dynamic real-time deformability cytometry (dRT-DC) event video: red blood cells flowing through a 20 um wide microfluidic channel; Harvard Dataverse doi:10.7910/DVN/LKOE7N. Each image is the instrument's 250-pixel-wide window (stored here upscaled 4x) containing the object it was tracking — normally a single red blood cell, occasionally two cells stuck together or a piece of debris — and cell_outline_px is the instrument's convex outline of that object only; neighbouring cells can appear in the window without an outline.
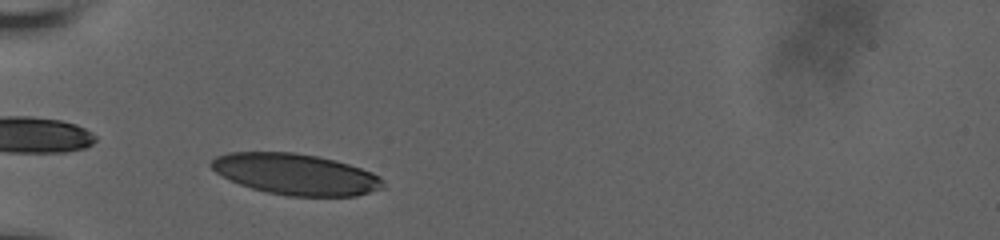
{"species": "human", "species_latin": "Homo sapiens", "temperature_condition": "room temperature", "stored_images_in_passage": 26, "camera_frame_rate_fps": 3000, "um_per_image_px": 0.085, "donor": {"sex": "male"}, "frame": {"image": 1, "passage_image": 4, "time_ms": 1.0, "image_size_px": [1000, 240], "cell_outline_px": [[384, 188], [356, 196], [288, 196], [268, 192], [252, 188], [240, 184], [216, 172], [208, 164], [216, 156], [228, 152], [292, 152], [316, 156], [336, 160], [372, 172], [380, 176], [384, 180]], "centroid_in_image_um": [25.16, 14.81], "position_along_channel_um": 59.8, "area_um2": 41.04}}
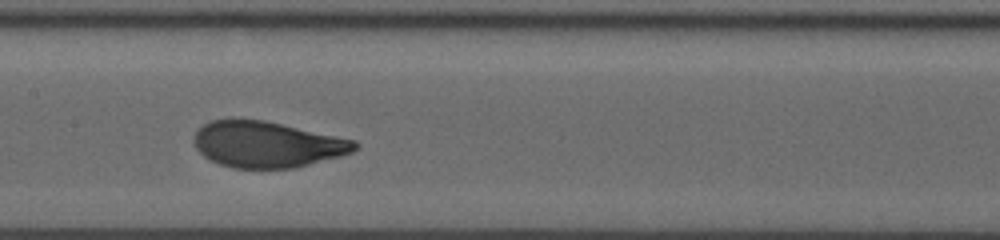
{"frame": {"image": 2, "passage_image": 13, "time_ms": 4.667, "image_size_px": [1000, 240], "cell_outline_px": [[360, 144], [352, 152], [340, 156], [292, 168], [232, 168], [220, 164], [204, 156], [196, 148], [192, 136], [204, 124], [212, 120], [232, 116], [236, 116], [264, 120], [356, 140]], "centroid_in_image_um": [22.66, 12.24], "position_along_channel_um": 184.7, "area_um2": 43.58}}
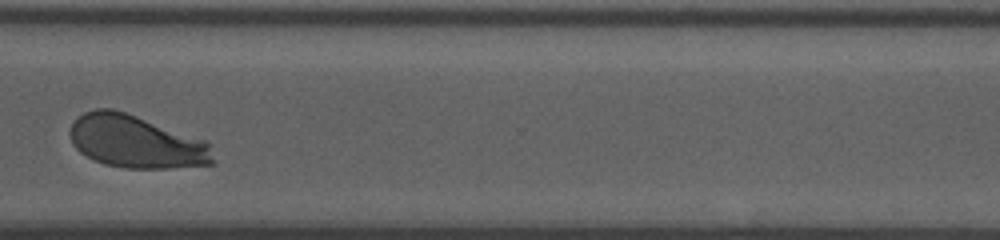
{"frame": {"image": 3, "passage_image": 23, "time_ms": 9.333, "image_size_px": [1000, 240], "cell_outline_px": [[216, 164], [168, 168], [124, 168], [104, 164], [80, 152], [72, 144], [68, 132], [76, 116], [84, 112], [96, 108], [112, 108], [208, 140]], "centroid_in_image_um": [11.57, 12.04], "position_along_channel_um": 359.0, "area_um2": 44.33}, "authors_computed_cell_mechanics": {"area_um2": 43.0899, "velocity_mm_per_s": 3.7414, "shape_relaxation_time_tau1_ms": 2.9937, "shape_relaxation_time_tau2_ms": null, "deformation_change_tau1": 0.1639, "deformation_change_tau2": null}}